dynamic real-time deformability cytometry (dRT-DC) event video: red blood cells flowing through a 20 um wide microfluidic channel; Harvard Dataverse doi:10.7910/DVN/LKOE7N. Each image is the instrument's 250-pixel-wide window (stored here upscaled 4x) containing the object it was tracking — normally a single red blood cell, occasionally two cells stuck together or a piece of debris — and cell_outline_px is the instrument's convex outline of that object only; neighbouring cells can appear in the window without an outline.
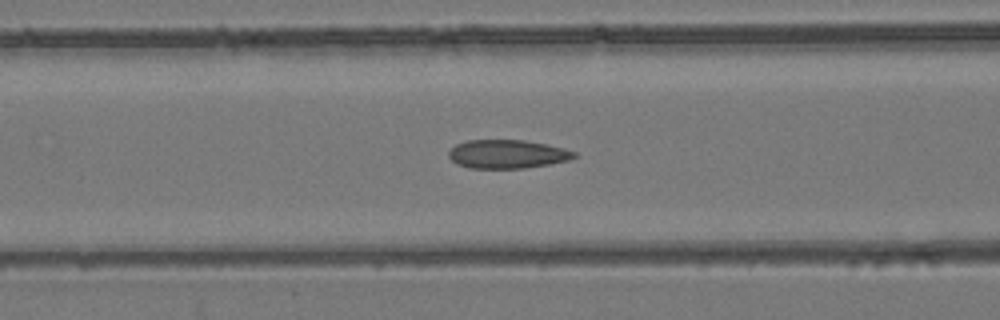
{"species": "common noctule bat (a hibernating species)", "species_latin": "Nyctalus noctula", "temperature_condition": "room temperature", "stored_images_in_passage": 44, "camera_frame_rate_fps": 3000, "um_per_image_px": 0.085, "animal": {"sex": "female", "body_mass_g": 24.6, "forearm_length_mm": 56.2}, "frame": {"image": 1, "passage_image": 12, "time_ms": 3.667, "image_size_px": [1000, 320], "cell_outline_px": [[576, 156], [568, 160], [548, 164], [524, 168], [468, 168], [456, 164], [448, 156], [448, 152], [456, 144], [468, 140], [524, 140], [564, 148], [576, 152]], "centroid_in_image_um": [43.08, 13.1], "position_along_channel_um": 123.5, "area_um2": 20.81}}
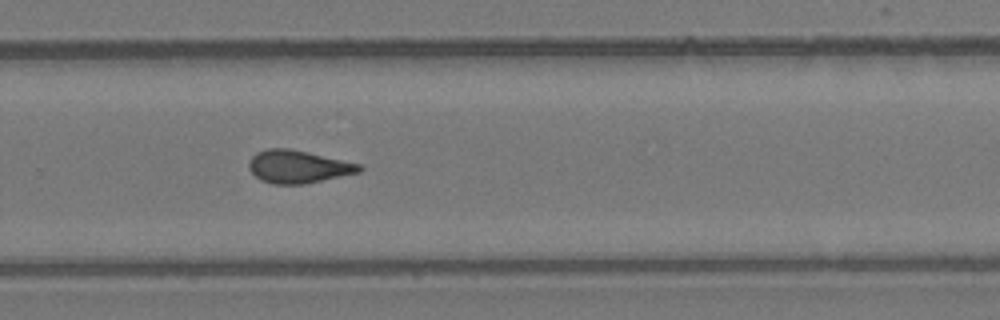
{"frame": {"image": 2, "passage_image": 26, "time_ms": 8.333, "image_size_px": [1000, 320], "cell_outline_px": [[364, 168], [360, 172], [304, 184], [272, 184], [260, 180], [248, 168], [248, 160], [256, 152], [268, 148], [288, 148], [308, 152], [360, 164]], "centroid_in_image_um": [25.31, 14.16], "position_along_channel_um": 304.5, "area_um2": 21.1}}
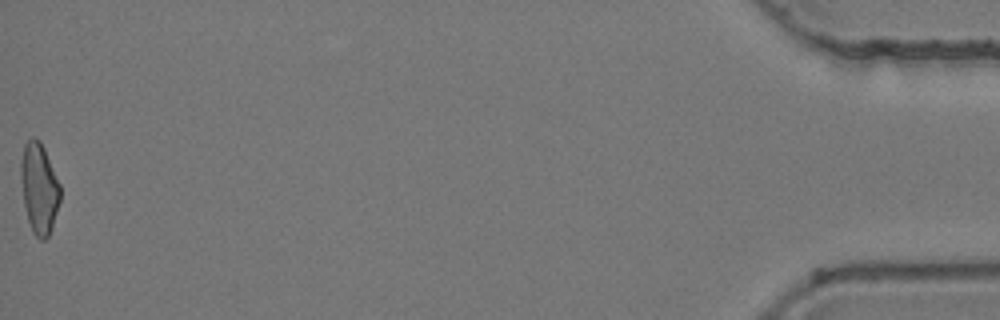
{"frame": {"image": 3, "passage_image": 44, "time_ms": 14.333, "image_size_px": [1000, 320], "cell_outline_px": [[60, 200], [52, 228], [48, 236], [44, 240], [40, 240], [32, 232], [28, 220], [24, 204], [20, 172], [20, 160], [24, 144], [32, 136], [40, 140], [44, 148], [60, 184]], "centroid_in_image_um": [3.32, 15.99], "position_along_channel_um": 431.9, "area_um2": 20.81}, "authors_computed_cell_mechanics": {"area_um2": 20.9236, "velocity_mm_per_s": 3.89, "shape_relaxation_time_tau1_ms": null, "shape_relaxation_time_tau2_ms": 2.2591, "deformation_change_tau1": null, "deformation_change_tau2": 0.0833}}